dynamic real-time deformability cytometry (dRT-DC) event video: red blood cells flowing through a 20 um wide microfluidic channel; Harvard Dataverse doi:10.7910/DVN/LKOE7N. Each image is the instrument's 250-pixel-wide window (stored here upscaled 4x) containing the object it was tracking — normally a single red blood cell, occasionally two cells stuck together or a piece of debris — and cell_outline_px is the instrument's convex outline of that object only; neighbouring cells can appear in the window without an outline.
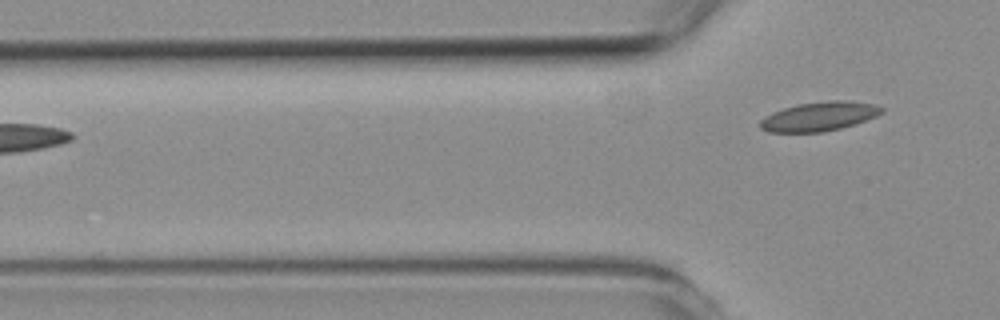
{"species": "common noctule bat (a hibernating species)", "species_latin": "Nyctalus noctula", "temperature_condition": "room temperature", "stored_images_in_passage": 3, "camera_frame_rate_fps": 3000, "um_per_image_px": 0.085, "animal": {"sex": "female", "body_mass_g": 19.3, "forearm_length_mm": 54.1}, "frame": {"image": 1, "passage_image": 3, "time_ms": 3.333, "image_size_px": [1000, 320], "cell_outline_px": [[884, 112], [876, 116], [856, 124], [840, 128], [820, 132], [768, 132], [760, 128], [760, 120], [764, 116], [772, 112], [784, 108], [800, 104], [828, 100], [848, 100], [876, 104], [884, 108]], "centroid_in_image_um": [69.66, 9.89], "position_along_channel_um": 56.1, "area_um2": 20.75}}